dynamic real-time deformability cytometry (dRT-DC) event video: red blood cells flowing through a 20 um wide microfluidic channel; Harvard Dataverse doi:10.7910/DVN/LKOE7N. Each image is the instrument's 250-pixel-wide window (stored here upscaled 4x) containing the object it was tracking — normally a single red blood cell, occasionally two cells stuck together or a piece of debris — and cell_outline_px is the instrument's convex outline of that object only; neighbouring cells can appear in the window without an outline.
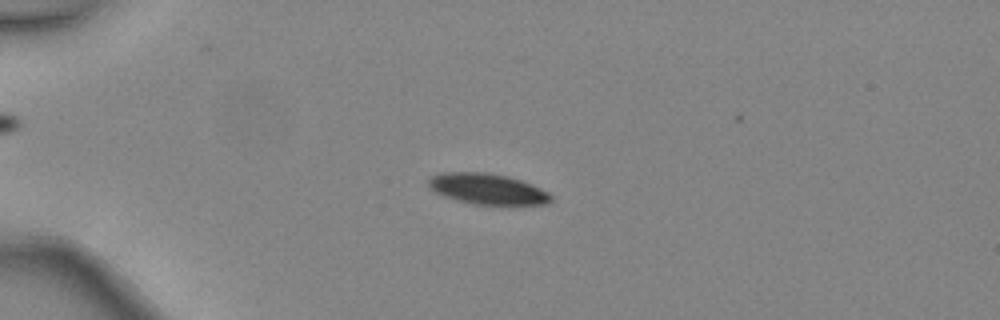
{"species": "common noctule bat (a hibernating species)", "species_latin": "Nyctalus noctula", "temperature_condition": "warm", "stored_images_in_passage": 4, "camera_frame_rate_fps": 3000, "um_per_image_px": 0.085, "animal": {"sex": "female", "body_mass_g": 24.6, "forearm_length_mm": 56.2}, "frame": {"image": 1, "passage_image": 3, "time_ms": 0.667, "image_size_px": [1000, 320], "cell_outline_px": [[552, 200], [548, 204], [472, 204], [444, 196], [428, 188], [428, 180], [432, 176], [440, 172], [488, 172], [508, 176], [532, 184], [548, 192], [552, 196]], "centroid_in_image_um": [41.42, 16.05], "position_along_channel_um": 43.6, "area_um2": 21.96}}